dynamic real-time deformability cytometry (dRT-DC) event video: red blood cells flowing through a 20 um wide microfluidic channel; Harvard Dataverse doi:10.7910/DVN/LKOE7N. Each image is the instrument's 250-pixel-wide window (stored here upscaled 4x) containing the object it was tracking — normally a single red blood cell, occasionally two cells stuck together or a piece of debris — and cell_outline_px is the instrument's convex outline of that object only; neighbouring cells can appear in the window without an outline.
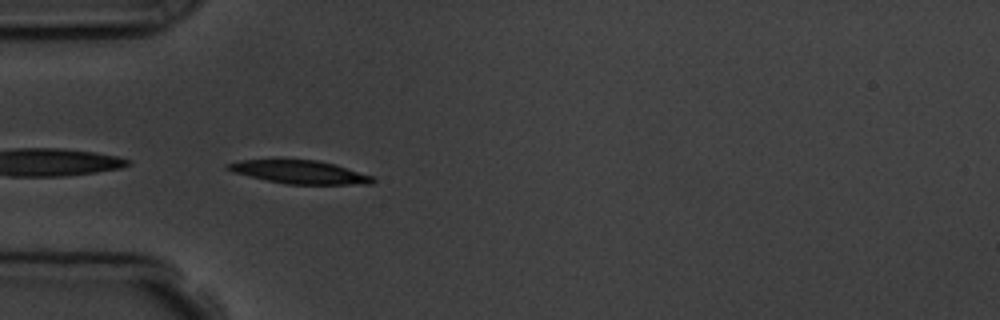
{"species": "common noctule bat (a hibernating species)", "species_latin": "Nyctalus noctula", "temperature_condition": "room temperature", "stored_images_in_passage": 5, "camera_frame_rate_fps": 3000, "um_per_image_px": 0.085, "animal": {"sex": "male", "body_mass_g": 19.5, "forearm_length_mm": 54.6}, "frame": {"image": 1, "passage_image": 4, "time_ms": 3.667, "image_size_px": [1000, 320], "cell_outline_px": [[376, 180], [372, 184], [284, 184], [232, 172], [224, 168], [224, 164], [240, 160], [316, 160], [336, 164], [372, 176]], "centroid_in_image_um": [25.45, 14.62], "position_along_channel_um": 59.6, "area_um2": 19.59}}